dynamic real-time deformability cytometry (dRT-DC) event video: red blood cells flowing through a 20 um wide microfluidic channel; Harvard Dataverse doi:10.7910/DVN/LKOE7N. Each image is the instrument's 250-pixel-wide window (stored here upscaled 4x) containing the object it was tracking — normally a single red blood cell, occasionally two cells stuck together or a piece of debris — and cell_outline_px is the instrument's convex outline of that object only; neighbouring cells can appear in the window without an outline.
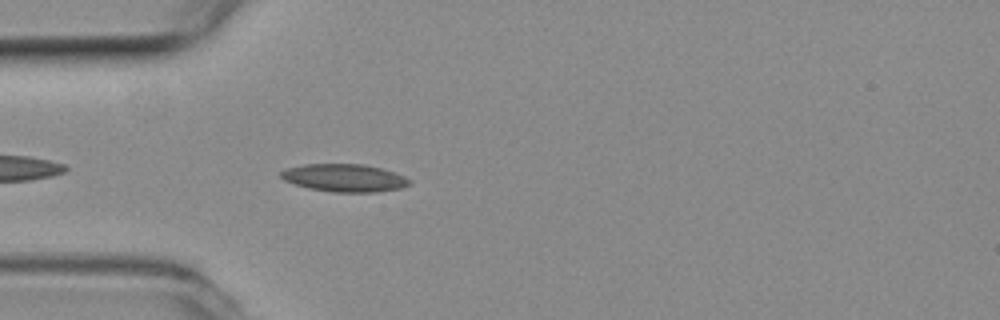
{"species": "common noctule bat (a hibernating species)", "species_latin": "Nyctalus noctula", "temperature_condition": "room temperature", "stored_images_in_passage": 4, "camera_frame_rate_fps": 3000, "um_per_image_px": 0.085, "animal": {"sex": "female", "body_mass_g": 19.3, "forearm_length_mm": 54.1}, "frame": {"image": 1, "passage_image": 4, "time_ms": 1.0, "image_size_px": [1000, 320], "cell_outline_px": [[412, 184], [400, 188], [376, 192], [332, 192], [308, 188], [284, 180], [280, 176], [280, 172], [284, 168], [304, 164], [364, 164], [380, 168], [404, 176], [412, 180]], "centroid_in_image_um": [29.27, 15.12], "position_along_channel_um": 55.7, "area_um2": 20.81}}